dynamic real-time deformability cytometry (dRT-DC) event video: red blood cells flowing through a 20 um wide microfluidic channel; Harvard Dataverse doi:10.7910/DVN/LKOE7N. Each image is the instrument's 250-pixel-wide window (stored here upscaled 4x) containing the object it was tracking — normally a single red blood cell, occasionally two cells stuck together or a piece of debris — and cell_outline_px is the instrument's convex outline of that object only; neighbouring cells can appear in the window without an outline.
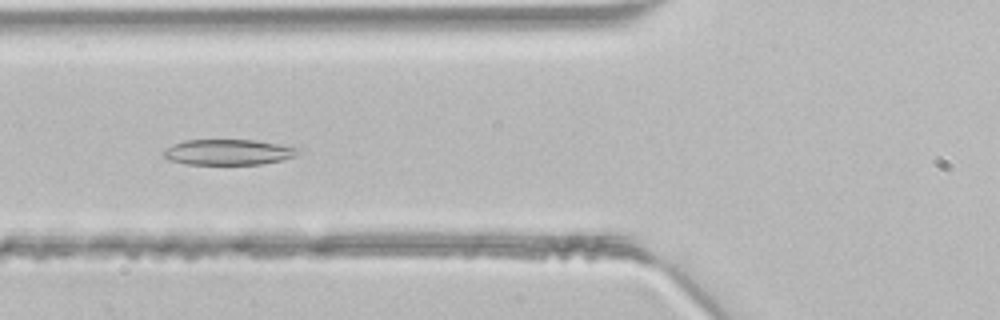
{"species": "common noctule bat (a hibernating species)", "species_latin": "Nyctalus noctula", "temperature_condition": "room temperature", "stored_images_in_passage": 44, "camera_frame_rate_fps": 3000, "um_per_image_px": 0.085, "animal": {"sex": "male", "body_mass_g": 21.5, "forearm_length_mm": 52.0}, "frame": {"image": 1, "passage_image": 15, "time_ms": 4.667, "image_size_px": [1000, 320], "cell_outline_px": [[300, 152], [296, 156], [280, 160], [260, 164], [188, 164], [168, 160], [164, 156], [164, 152], [172, 144], [184, 140], [256, 140], [300, 148]], "centroid_in_image_um": [19.42, 12.93], "position_along_channel_um": 106.4, "area_um2": 19.94}}
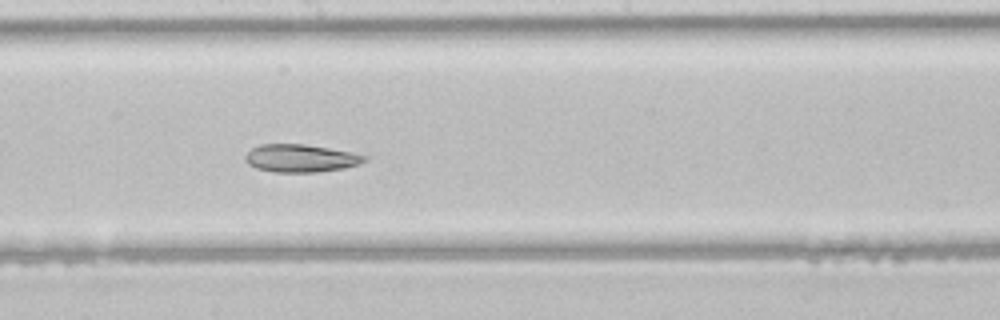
{"frame": {"image": 2, "passage_image": 23, "time_ms": 7.333, "image_size_px": [1000, 320], "cell_outline_px": [[368, 160], [360, 164], [344, 168], [316, 172], [276, 172], [256, 168], [248, 164], [244, 160], [244, 156], [252, 148], [260, 144], [304, 144], [352, 152], [368, 156]], "centroid_in_image_um": [25.57, 13.45], "position_along_channel_um": 222.6, "area_um2": 19.36}}
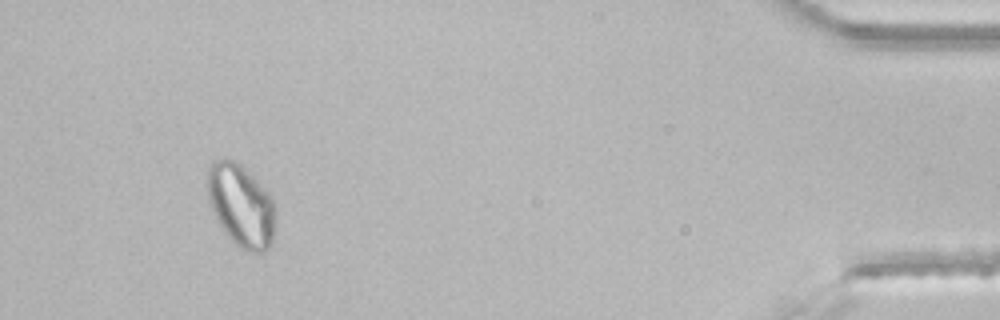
{"frame": {"image": 3, "passage_image": 41, "time_ms": 13.333, "image_size_px": [1000, 320], "cell_outline_px": [[276, 224], [272, 240], [268, 248], [264, 252], [244, 252], [224, 232], [208, 200], [204, 184], [204, 180], [208, 168], [212, 160], [224, 156], [232, 160], [244, 168], [268, 192], [276, 208]], "centroid_in_image_um": [20.46, 17.44], "position_along_channel_um": 414.7, "area_um2": 33.29}}